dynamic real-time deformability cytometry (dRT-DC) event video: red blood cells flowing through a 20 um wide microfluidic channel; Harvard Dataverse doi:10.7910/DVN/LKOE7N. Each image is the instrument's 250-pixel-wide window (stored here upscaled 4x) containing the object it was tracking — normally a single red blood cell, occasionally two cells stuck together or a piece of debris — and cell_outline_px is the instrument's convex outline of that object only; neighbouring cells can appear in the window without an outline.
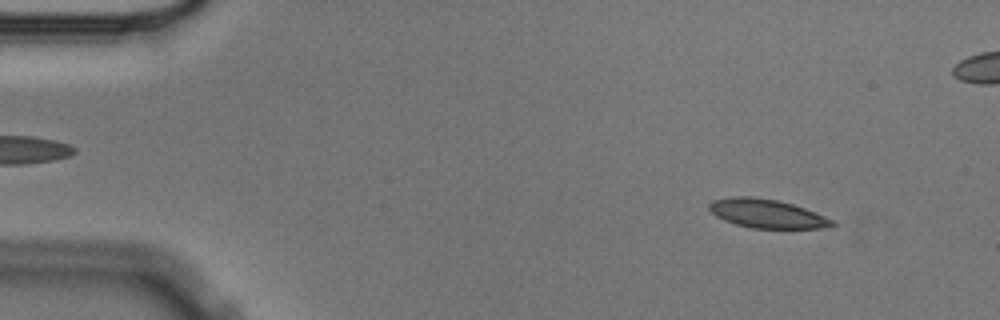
{"species": "Egyptian fruit bat (a non-hibernating species)", "species_latin": "Rousettus aegyptiacus", "temperature_condition": "cold", "stored_images_in_passage": 57, "camera_frame_rate_fps": 3000, "um_per_image_px": 0.085, "animal": {"sex": "male"}, "frame": {"image": 1, "passage_image": 6, "time_ms": 1.667, "image_size_px": [1000, 320], "cell_outline_px": [[836, 224], [820, 228], [752, 228], [736, 224], [724, 220], [716, 216], [708, 208], [708, 204], [712, 200], [732, 196], [748, 196], [776, 200], [792, 204], [804, 208], [836, 220]], "centroid_in_image_um": [65.17, 18.15], "position_along_channel_um": 19.8, "area_um2": 20.52}}
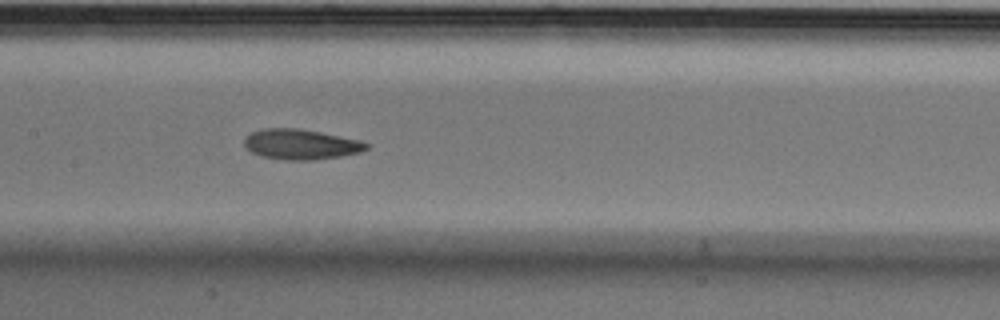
{"frame": {"image": 2, "passage_image": 27, "time_ms": 8.667, "image_size_px": [1000, 320], "cell_outline_px": [[372, 144], [368, 148], [360, 152], [340, 156], [316, 160], [284, 160], [264, 156], [252, 152], [244, 148], [244, 140], [252, 132], [260, 128], [296, 128], [320, 132], [360, 140]], "centroid_in_image_um": [25.58, 12.27], "position_along_channel_um": 181.8, "area_um2": 21.56}}
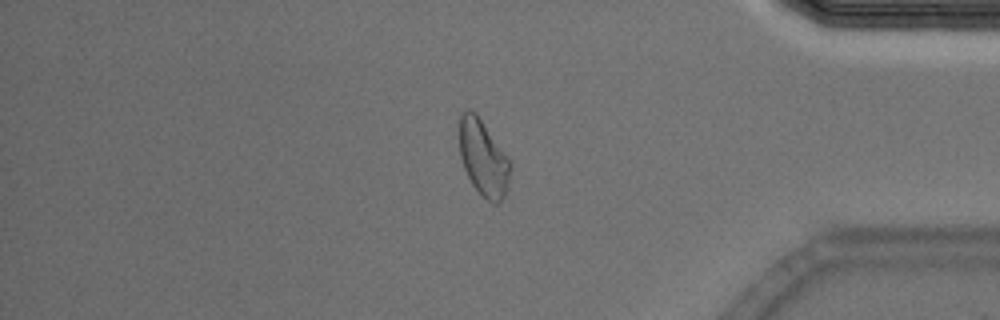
{"frame": {"image": 3, "passage_image": 47, "time_ms": 15.333, "image_size_px": [1000, 320], "cell_outline_px": [[512, 168], [508, 188], [504, 196], [496, 204], [480, 196], [472, 184], [464, 168], [460, 156], [460, 116], [468, 108], [476, 112], [508, 156], [512, 164]], "centroid_in_image_um": [41.11, 13.44], "position_along_channel_um": 394.1, "area_um2": 22.77}, "authors_computed_cell_mechanics": {"area_um2": 21.386, "velocity_mm_per_s": 3.5658, "shape_relaxation_time_tau1_ms": 10.3123, "shape_relaxation_time_tau2_ms": 4.1363, "deformation_change_tau1": 0.2247, "deformation_change_tau2": 0.1172}}